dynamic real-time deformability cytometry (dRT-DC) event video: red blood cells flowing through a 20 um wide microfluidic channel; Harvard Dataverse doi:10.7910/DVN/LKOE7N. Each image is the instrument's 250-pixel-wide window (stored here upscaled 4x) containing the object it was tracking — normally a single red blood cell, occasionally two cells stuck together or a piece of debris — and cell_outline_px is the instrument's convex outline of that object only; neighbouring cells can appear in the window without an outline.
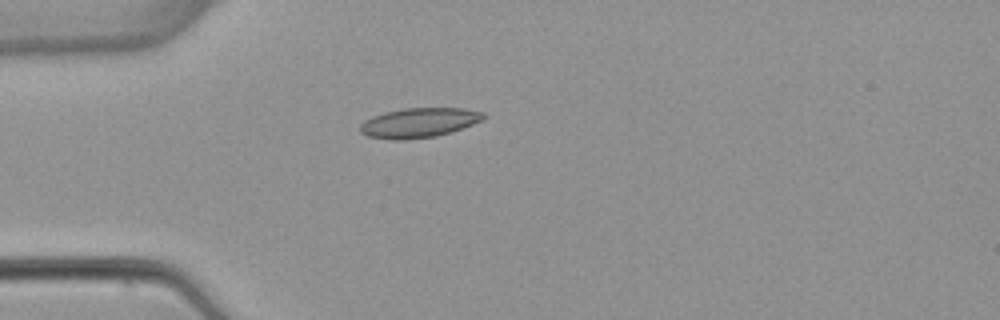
{"species": "common noctule bat (a hibernating species)", "species_latin": "Nyctalus noctula", "temperature_condition": "warm", "stored_images_in_passage": 4, "camera_frame_rate_fps": 3000, "um_per_image_px": 0.085, "animal": {"sex": "female", "body_mass_g": 22.7, "forearm_length_mm": 54.2}, "frame": {"image": 1, "passage_image": 4, "time_ms": 4.333, "image_size_px": [1000, 320], "cell_outline_px": [[488, 116], [484, 120], [436, 136], [404, 140], [392, 140], [368, 136], [360, 132], [360, 124], [364, 120], [372, 116], [384, 112], [404, 108], [464, 108], [484, 112]], "centroid_in_image_um": [35.61, 10.42], "position_along_channel_um": 49.4, "area_um2": 21.39}}